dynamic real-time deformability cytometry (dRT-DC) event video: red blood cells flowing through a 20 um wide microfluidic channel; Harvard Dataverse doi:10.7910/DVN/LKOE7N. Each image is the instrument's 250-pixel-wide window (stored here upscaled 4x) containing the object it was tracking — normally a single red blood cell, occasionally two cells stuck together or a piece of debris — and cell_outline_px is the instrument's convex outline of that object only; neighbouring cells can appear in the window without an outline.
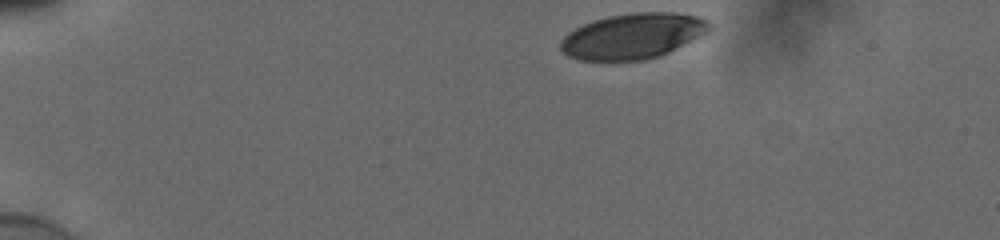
{"species": "human", "species_latin": "Homo sapiens", "temperature_condition": "cold", "stored_images_in_passage": 37, "camera_frame_rate_fps": 3000, "um_per_image_px": 0.085, "donor": {"sex": "male"}, "frame": {"image": 1, "passage_image": 1, "time_ms": 0.0, "image_size_px": [1000, 240], "cell_outline_px": [[712, 28], [668, 52], [660, 56], [644, 60], [580, 60], [568, 56], [560, 48], [560, 40], [568, 32], [584, 24], [608, 16], [636, 12], [672, 12], [696, 16], [712, 24]], "centroid_in_image_um": [53.74, 3.06], "position_along_channel_um": 31.3, "area_um2": 38.84}}
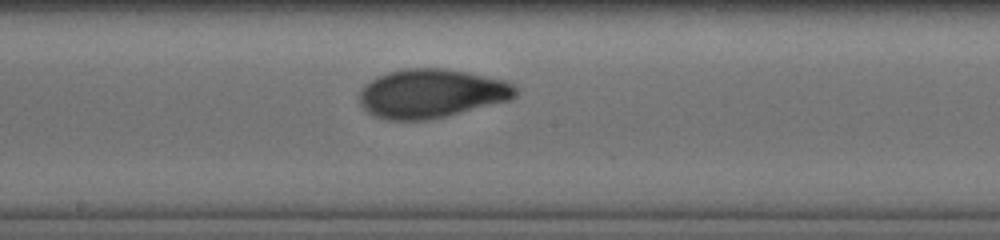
{"frame": {"image": 2, "passage_image": 22, "time_ms": 7.0, "image_size_px": [1000, 240], "cell_outline_px": [[516, 96], [508, 100], [428, 120], [388, 120], [376, 116], [368, 112], [360, 104], [360, 92], [364, 84], [376, 76], [388, 72], [404, 68], [448, 68], [508, 80], [516, 88]], "centroid_in_image_um": [36.65, 7.92], "position_along_channel_um": 211.6, "area_um2": 44.45}}
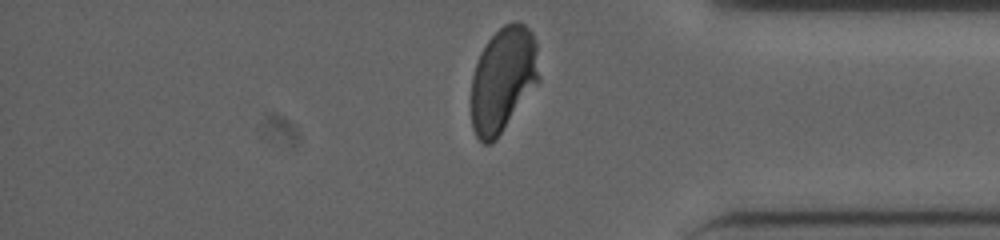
{"frame": {"image": 3, "passage_image": 37, "time_ms": 12.0, "image_size_px": [1000, 240], "cell_outline_px": [[540, 80], [496, 140], [492, 144], [484, 144], [476, 136], [472, 128], [472, 76], [476, 64], [488, 40], [504, 24], [512, 20], [520, 20], [532, 32], [536, 44]], "centroid_in_image_um": [42.77, 6.75], "position_along_channel_um": 392.4, "area_um2": 41.5}, "authors_computed_cell_mechanics": {"area_um2": 43.4078, "velocity_mm_per_s": 3.8349, "shape_relaxation_time_tau1_ms": 4.0436, "shape_relaxation_time_tau2_ms": null, "deformation_change_tau1": 0.1791, "deformation_change_tau2": null}}